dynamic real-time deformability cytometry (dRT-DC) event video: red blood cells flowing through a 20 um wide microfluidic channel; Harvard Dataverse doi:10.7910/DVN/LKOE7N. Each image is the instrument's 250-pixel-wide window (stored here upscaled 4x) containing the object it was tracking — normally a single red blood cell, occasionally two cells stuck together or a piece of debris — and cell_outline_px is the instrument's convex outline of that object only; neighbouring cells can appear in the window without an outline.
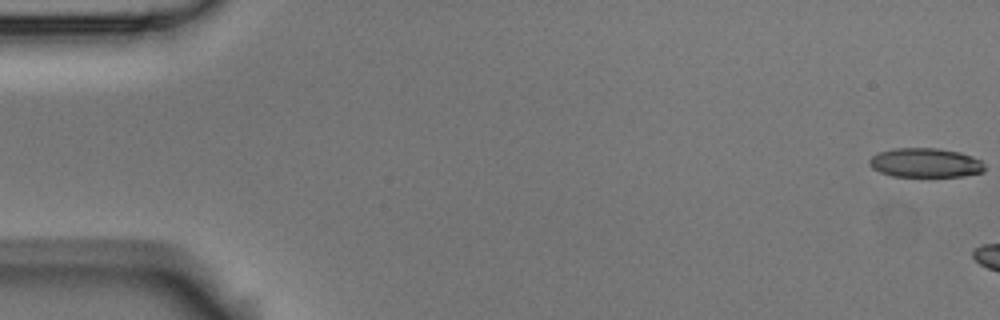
{"species": "Egyptian fruit bat (a non-hibernating species)", "species_latin": "Rousettus aegyptiacus", "temperature_condition": "room temperature", "stored_images_in_passage": 3, "camera_frame_rate_fps": 3000, "um_per_image_px": 0.085, "animal": {"sex": "male"}, "frame": {"image": 1, "passage_image": 1, "time_ms": 0.0, "image_size_px": [1000, 320], "cell_outline_px": [[984, 172], [964, 176], [892, 176], [880, 172], [872, 168], [868, 164], [868, 160], [872, 156], [880, 152], [892, 148], [936, 148], [960, 152], [972, 156], [980, 160], [984, 164]], "centroid_in_image_um": [78.65, 13.83], "position_along_channel_um": 6.4, "area_um2": 19.71}}